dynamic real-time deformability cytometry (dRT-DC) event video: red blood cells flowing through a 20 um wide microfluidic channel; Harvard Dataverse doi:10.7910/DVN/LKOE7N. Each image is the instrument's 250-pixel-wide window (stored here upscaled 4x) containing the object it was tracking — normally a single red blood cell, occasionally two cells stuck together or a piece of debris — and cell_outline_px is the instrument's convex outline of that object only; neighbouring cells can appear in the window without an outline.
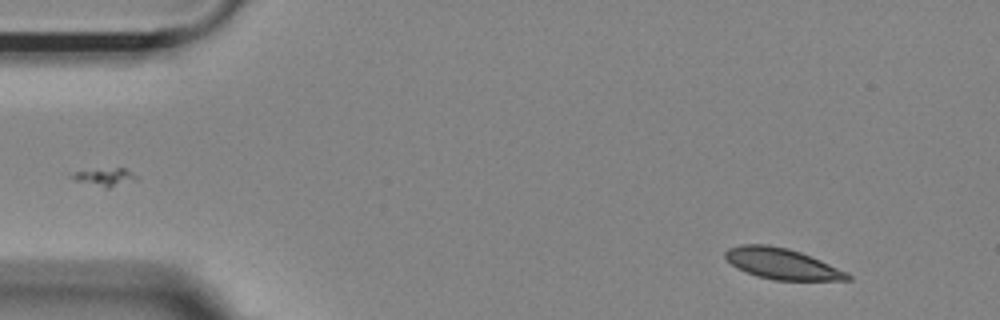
{"species": "Egyptian fruit bat (a non-hibernating species)", "species_latin": "Rousettus aegyptiacus", "temperature_condition": "room temperature", "stored_images_in_passage": 55, "camera_frame_rate_fps": 3000, "um_per_image_px": 0.085, "animal": {"sex": "female"}, "frame": {"image": 1, "passage_image": 5, "time_ms": 1.333, "image_size_px": [1000, 320], "cell_outline_px": [[852, 280], [776, 280], [756, 276], [736, 268], [724, 256], [724, 252], [728, 248], [740, 244], [768, 244], [788, 248], [800, 252], [820, 260], [848, 272], [852, 276]], "centroid_in_image_um": [66.46, 22.41], "position_along_channel_um": 18.5, "area_um2": 22.08}}
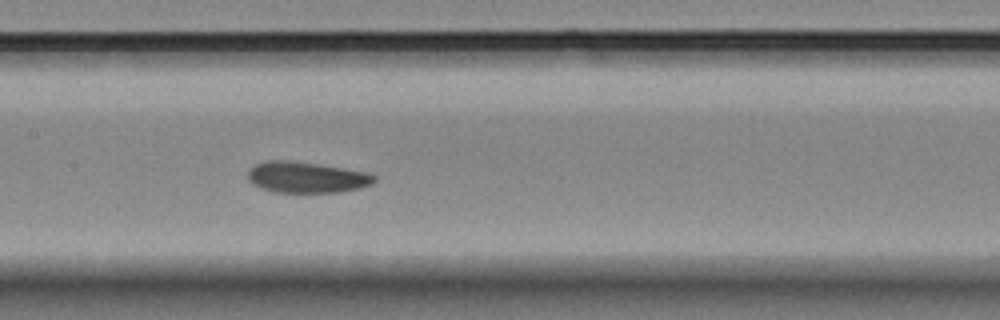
{"frame": {"image": 2, "passage_image": 26, "time_ms": 8.333, "image_size_px": [1000, 320], "cell_outline_px": [[376, 180], [372, 184], [360, 188], [340, 192], [272, 192], [260, 188], [252, 184], [248, 180], [248, 172], [256, 164], [268, 160], [288, 160], [316, 164], [364, 172], [376, 176]], "centroid_in_image_um": [26.02, 15.08], "position_along_channel_um": 181.4, "area_um2": 22.66}}
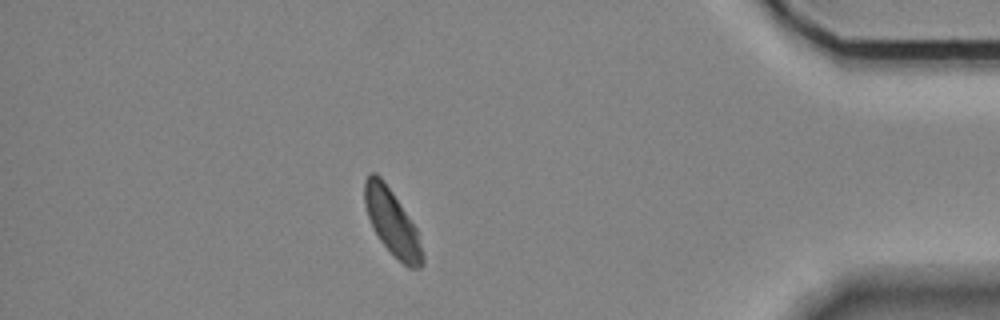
{"frame": {"image": 3, "passage_image": 48, "time_ms": 15.667, "image_size_px": [1000, 320], "cell_outline_px": [[424, 264], [420, 268], [408, 268], [380, 240], [368, 216], [364, 204], [364, 180], [368, 172], [376, 172], [380, 176], [392, 192], [416, 228], [424, 256]], "centroid_in_image_um": [33.32, 18.87], "position_along_channel_um": 401.9, "area_um2": 21.73}, "authors_computed_cell_mechanics": {"area_um2": 22.8888, "velocity_mm_per_s": 3.5755, "shape_relaxation_time_tau1_ms": 2.9463, "shape_relaxation_time_tau2_ms": 4.5398, "deformation_change_tau1": 0.0844, "deformation_change_tau2": 0.0547}}